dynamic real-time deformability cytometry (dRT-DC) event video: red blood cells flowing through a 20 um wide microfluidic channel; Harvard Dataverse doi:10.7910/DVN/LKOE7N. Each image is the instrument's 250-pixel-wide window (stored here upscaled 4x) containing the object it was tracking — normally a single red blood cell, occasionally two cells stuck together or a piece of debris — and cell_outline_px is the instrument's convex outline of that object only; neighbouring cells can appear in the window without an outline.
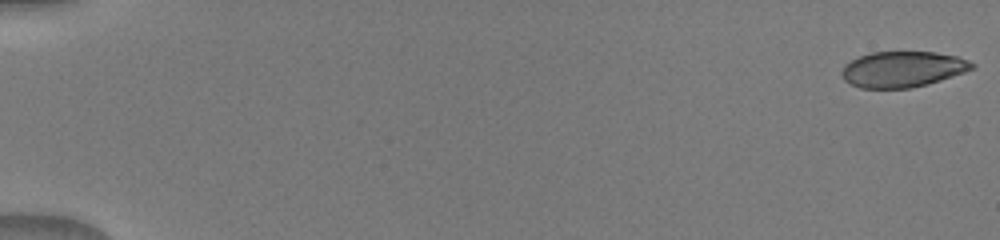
{"species": "human", "species_latin": "Homo sapiens", "temperature_condition": "warm", "stored_images_in_passage": 28, "camera_frame_rate_fps": 3000, "um_per_image_px": 0.085, "donor": {"sex": "male"}, "frame": {"image": 1, "passage_image": 1, "time_ms": 0.0, "image_size_px": [1000, 240], "cell_outline_px": [[976, 68], [928, 84], [912, 88], [860, 88], [844, 80], [840, 72], [844, 64], [860, 56], [872, 52], [936, 52], [956, 56], [968, 60], [976, 64]], "centroid_in_image_um": [76.73, 5.88], "position_along_channel_um": 8.3, "area_um2": 27.22}}
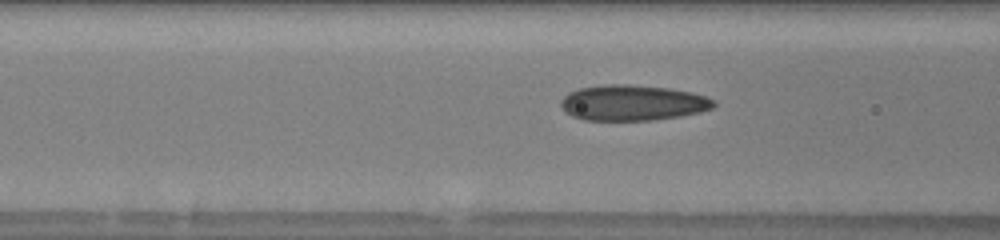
{"frame": {"image": 2, "passage_image": 14, "time_ms": 7.0, "image_size_px": [1000, 240], "cell_outline_px": [[716, 104], [712, 108], [700, 112], [680, 116], [652, 120], [584, 120], [572, 116], [564, 112], [560, 104], [560, 100], [568, 92], [580, 88], [604, 84], [628, 84], [668, 88], [692, 92], [716, 100]], "centroid_in_image_um": [53.75, 8.73], "position_along_channel_um": 112.8, "area_um2": 31.91}}
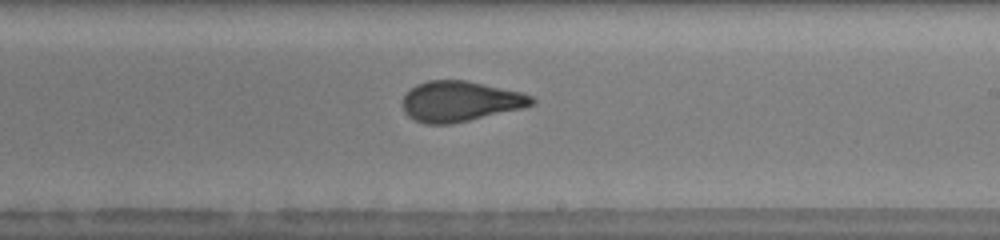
{"frame": {"image": 3, "passage_image": 20, "time_ms": 10.333, "image_size_px": [1000, 240], "cell_outline_px": [[536, 100], [532, 104], [524, 108], [452, 124], [424, 124], [408, 116], [404, 112], [400, 104], [404, 96], [416, 84], [428, 80], [464, 80], [520, 92], [532, 96]], "centroid_in_image_um": [39.08, 8.62], "position_along_channel_um": 249.9, "area_um2": 30.4}}